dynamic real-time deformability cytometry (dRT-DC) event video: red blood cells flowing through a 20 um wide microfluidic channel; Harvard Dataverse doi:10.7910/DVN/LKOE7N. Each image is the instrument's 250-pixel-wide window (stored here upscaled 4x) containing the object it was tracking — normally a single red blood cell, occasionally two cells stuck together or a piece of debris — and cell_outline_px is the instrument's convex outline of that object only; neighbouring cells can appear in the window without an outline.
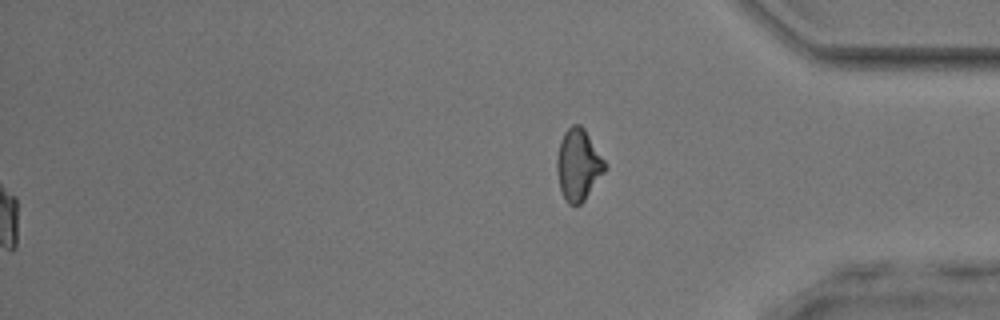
{"species": "common noctule bat (a hibernating species)", "species_latin": "Nyctalus noctula", "temperature_condition": "room temperature", "stored_images_in_passage": 38, "segment_of_instrument_passage": [2, 2], "camera_frame_rate_fps": 3000, "um_per_image_px": 0.085, "animal": {"sex": "male", "body_mass_g": 17.9, "forearm_length_mm": 54.2}, "frame": {"image": 1, "passage_image": 38, "time_ms": 12.333, "image_size_px": [1000, 320], "cell_outline_px": [[608, 164], [604, 172], [584, 200], [580, 204], [568, 204], [564, 200], [560, 188], [556, 168], [556, 160], [560, 140], [564, 132], [572, 124], [580, 124], [584, 128]], "centroid_in_image_um": [49.15, 13.99], "position_along_channel_um": 386.0, "area_um2": 20.06}}